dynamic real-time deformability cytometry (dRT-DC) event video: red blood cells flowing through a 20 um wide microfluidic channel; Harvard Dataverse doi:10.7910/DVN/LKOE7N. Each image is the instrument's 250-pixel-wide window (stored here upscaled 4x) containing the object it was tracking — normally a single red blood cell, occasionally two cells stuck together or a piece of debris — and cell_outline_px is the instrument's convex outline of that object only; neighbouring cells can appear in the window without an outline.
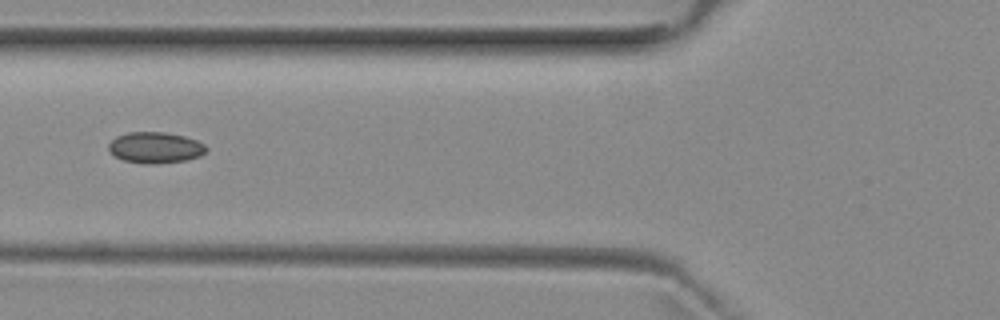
{"species": "common noctule bat (a hibernating species)", "species_latin": "Nyctalus noctula", "temperature_condition": "room temperature", "stored_images_in_passage": 2, "camera_frame_rate_fps": 3000, "um_per_image_px": 0.085, "animal": {"sex": "female", "body_mass_g": 29.2, "forearm_length_mm": 56.3}, "frame": {"image": 1, "passage_image": 2, "time_ms": 1.0, "image_size_px": [1000, 320], "cell_outline_px": [[208, 148], [200, 156], [188, 160], [148, 164], [124, 160], [116, 156], [108, 148], [108, 144], [116, 136], [128, 132], [164, 132], [184, 136], [196, 140], [204, 144]], "centroid_in_image_um": [13.21, 12.53], "position_along_channel_um": 112.6, "area_um2": 17.51}}